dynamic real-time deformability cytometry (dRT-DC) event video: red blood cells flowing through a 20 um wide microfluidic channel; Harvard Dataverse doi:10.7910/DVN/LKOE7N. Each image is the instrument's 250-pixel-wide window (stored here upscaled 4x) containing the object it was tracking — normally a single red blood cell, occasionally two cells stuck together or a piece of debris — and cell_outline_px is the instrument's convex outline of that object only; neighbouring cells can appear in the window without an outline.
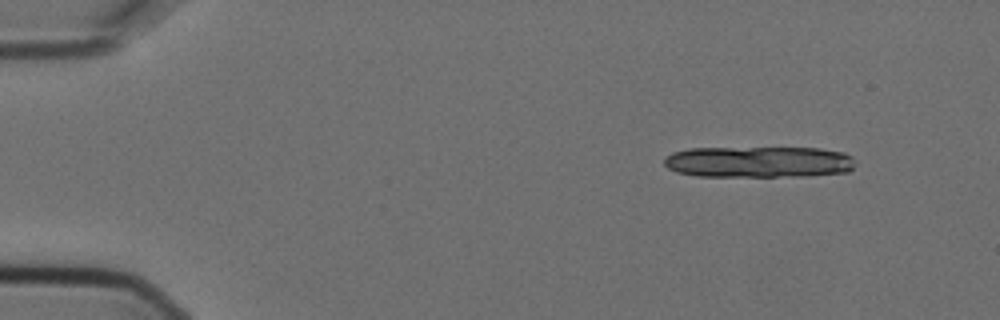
{"species": "Egyptian fruit bat (a non-hibernating species)", "species_latin": "Rousettus aegyptiacus", "temperature_condition": "cold", "stored_images_in_passage": 5, "camera_frame_rate_fps": 3000, "um_per_image_px": 0.085, "animal": {"sex": "female"}, "frame": {"image": 1, "passage_image": 1, "time_ms": 0.0, "image_size_px": [1000, 320], "cell_outline_px": [[856, 160], [852, 168], [848, 172], [804, 176], [696, 176], [676, 172], [668, 168], [664, 164], [664, 160], [672, 152], [688, 148], [820, 148], [844, 152], [852, 156]], "centroid_in_image_um": [64.51, 13.76], "position_along_channel_um": 20.5, "area_um2": 35.08}}